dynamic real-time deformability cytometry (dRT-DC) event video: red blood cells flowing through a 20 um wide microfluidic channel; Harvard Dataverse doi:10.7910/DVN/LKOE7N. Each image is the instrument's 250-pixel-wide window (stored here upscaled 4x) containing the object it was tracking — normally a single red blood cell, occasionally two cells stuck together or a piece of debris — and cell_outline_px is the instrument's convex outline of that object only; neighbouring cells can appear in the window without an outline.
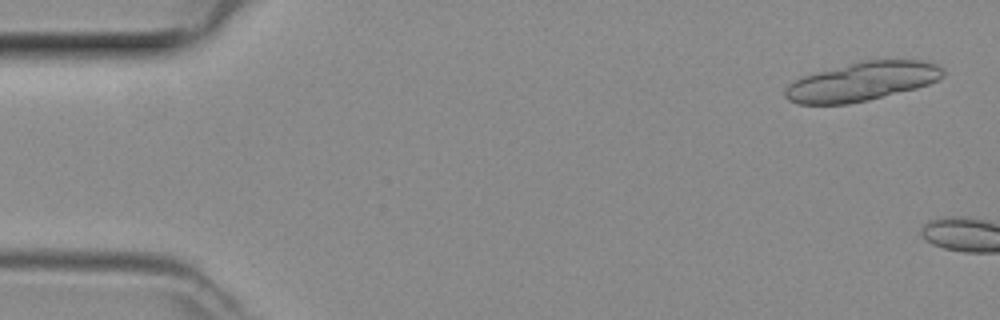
{"species": "common noctule bat (a hibernating species)", "species_latin": "Nyctalus noctula", "temperature_condition": "room temperature", "stored_images_in_passage": 4, "camera_frame_rate_fps": 3000, "um_per_image_px": 0.085, "animal": {"sex": "female", "body_mass_g": 29.2, "forearm_length_mm": 56.3}, "frame": {"image": 1, "passage_image": 2, "time_ms": 0.333, "image_size_px": [1000, 320], "cell_outline_px": [[944, 76], [928, 84], [916, 88], [868, 100], [848, 104], [796, 104], [788, 100], [784, 96], [784, 88], [788, 84], [804, 76], [864, 60], [924, 60], [936, 64], [944, 68]], "centroid_in_image_um": [73.28, 6.94], "position_along_channel_um": 11.7, "area_um2": 35.43}}